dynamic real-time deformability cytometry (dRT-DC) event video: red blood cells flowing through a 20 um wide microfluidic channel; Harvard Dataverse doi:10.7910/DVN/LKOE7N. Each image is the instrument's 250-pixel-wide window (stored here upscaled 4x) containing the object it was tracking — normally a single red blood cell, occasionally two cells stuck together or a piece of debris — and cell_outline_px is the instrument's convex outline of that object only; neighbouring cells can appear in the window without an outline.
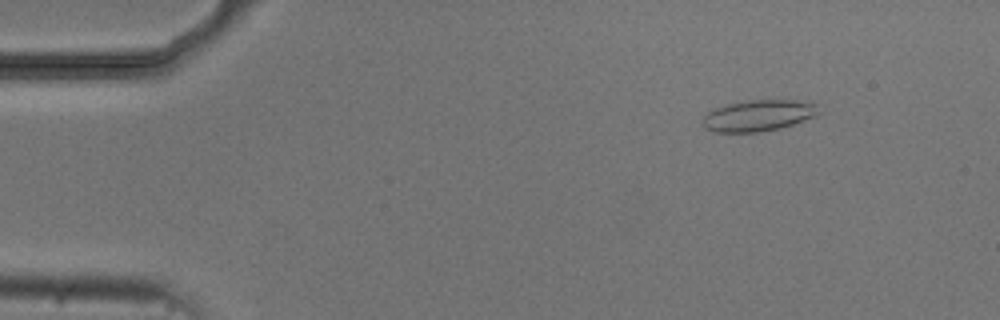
{"species": "common noctule bat (a hibernating species)", "species_latin": "Nyctalus noctula", "temperature_condition": "cold", "stored_images_in_passage": 2, "camera_frame_rate_fps": 3000, "um_per_image_px": 0.085, "animal": {"sex": "male", "body_mass_g": 20.5, "forearm_length_mm": 52.5}, "frame": {"image": 1, "passage_image": 2, "time_ms": 1.333, "image_size_px": [1000, 320], "cell_outline_px": [[824, 112], [816, 116], [780, 128], [760, 132], [712, 132], [704, 128], [704, 116], [708, 112], [716, 108], [728, 104], [748, 100], [796, 100], [820, 104]], "centroid_in_image_um": [64.55, 9.81], "position_along_channel_um": 20.5, "area_um2": 21.33}}